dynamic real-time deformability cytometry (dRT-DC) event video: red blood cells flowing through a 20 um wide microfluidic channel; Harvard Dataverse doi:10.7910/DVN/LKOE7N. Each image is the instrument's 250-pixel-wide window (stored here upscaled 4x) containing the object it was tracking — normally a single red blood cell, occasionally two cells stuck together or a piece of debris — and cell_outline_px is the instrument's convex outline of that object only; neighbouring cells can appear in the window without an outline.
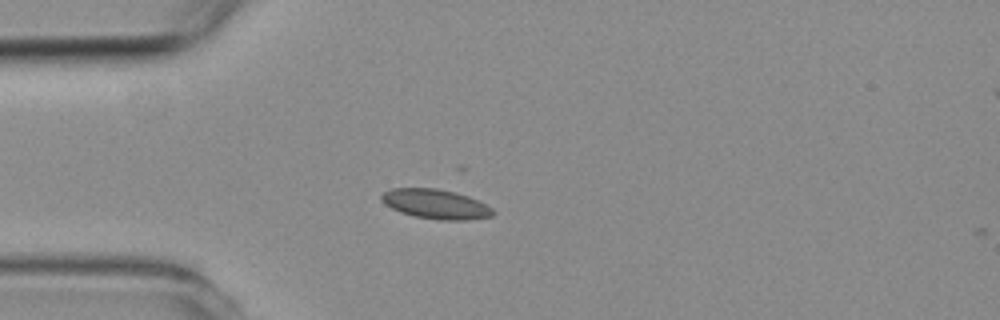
{"species": "common noctule bat (a hibernating species)", "species_latin": "Nyctalus noctula", "temperature_condition": "room temperature", "stored_images_in_passage": 3, "camera_frame_rate_fps": 3000, "um_per_image_px": 0.085, "animal": {"sex": "female", "body_mass_g": 19.3, "forearm_length_mm": 54.1}, "frame": {"image": 1, "passage_image": 2, "time_ms": 3.0, "image_size_px": [1000, 320], "cell_outline_px": [[496, 212], [492, 216], [468, 220], [440, 220], [416, 216], [400, 212], [384, 204], [380, 200], [380, 196], [384, 192], [392, 188], [436, 188], [456, 192], [468, 196], [492, 208]], "centroid_in_image_um": [37.02, 17.34], "position_along_channel_um": 48.0, "area_um2": 19.19}}